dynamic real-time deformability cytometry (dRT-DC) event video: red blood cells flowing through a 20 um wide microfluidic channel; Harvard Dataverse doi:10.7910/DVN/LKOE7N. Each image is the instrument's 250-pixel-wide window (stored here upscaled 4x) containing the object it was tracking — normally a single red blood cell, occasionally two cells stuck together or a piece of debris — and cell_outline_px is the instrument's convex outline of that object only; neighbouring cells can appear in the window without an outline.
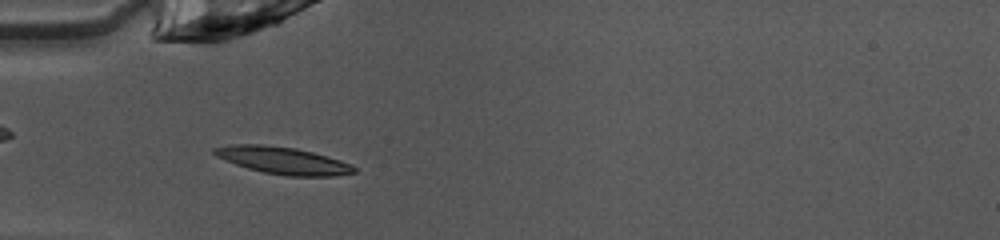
{"species": "common noctule bat (a hibernating species)", "species_latin": "Nyctalus noctula", "temperature_condition": "warm", "stored_images_in_passage": 37, "camera_frame_rate_fps": 3000, "um_per_image_px": 0.085, "animal": {"sex": "female", "body_mass_g": 10.0, "forearm_length_mm": 53.1}, "frame": {"image": 1, "passage_image": 3, "time_ms": 0.667, "image_size_px": [1000, 240], "cell_outline_px": [[356, 172], [332, 176], [288, 176], [264, 172], [248, 168], [236, 164], [216, 156], [212, 152], [212, 148], [228, 144], [264, 144], [296, 148], [312, 152], [340, 160], [352, 164], [356, 168]], "centroid_in_image_um": [24.03, 13.63], "position_along_channel_um": 61.0, "area_um2": 22.08}}
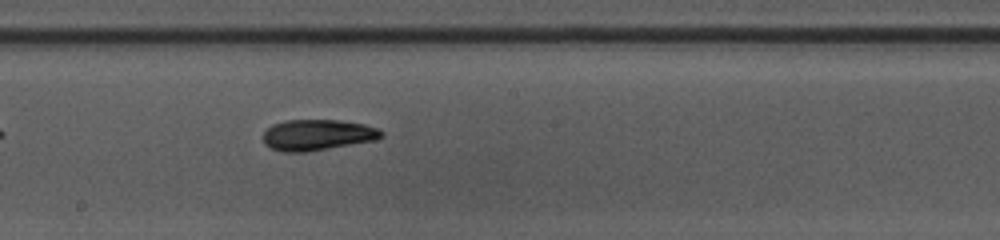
{"frame": {"image": 2, "passage_image": 15, "time_ms": 4.667, "image_size_px": [1000, 240], "cell_outline_px": [[384, 136], [376, 140], [308, 152], [284, 152], [272, 148], [264, 144], [264, 132], [272, 124], [284, 120], [340, 120], [364, 124], [376, 128], [384, 132]], "centroid_in_image_um": [26.99, 11.47], "position_along_channel_um": 221.2, "area_um2": 21.39}}
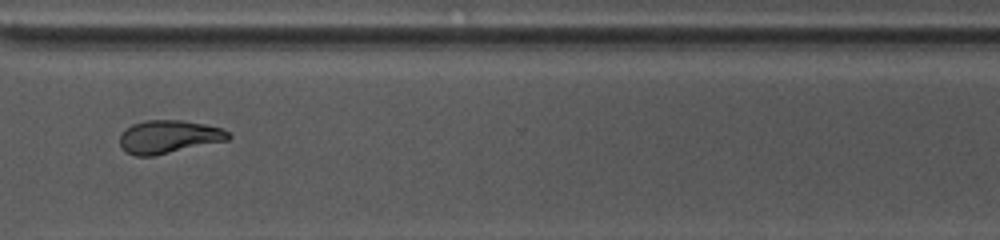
{"frame": {"image": 3, "passage_image": 25, "time_ms": 8.0, "image_size_px": [1000, 240], "cell_outline_px": [[232, 136], [228, 140], [152, 156], [136, 156], [120, 148], [120, 136], [124, 128], [132, 124], [144, 120], [180, 120], [204, 124], [224, 128]], "centroid_in_image_um": [14.33, 11.61], "position_along_channel_um": 356.3, "area_um2": 20.98}, "authors_computed_cell_mechanics": {"area_um2": 21.097, "velocity_mm_per_s": 4.0595, "shape_relaxation_time_tau1_ms": 4.9956, "shape_relaxation_time_tau2_ms": 6.4536, "deformation_change_tau1": 0.1922, "deformation_change_tau2": 0.1048}}